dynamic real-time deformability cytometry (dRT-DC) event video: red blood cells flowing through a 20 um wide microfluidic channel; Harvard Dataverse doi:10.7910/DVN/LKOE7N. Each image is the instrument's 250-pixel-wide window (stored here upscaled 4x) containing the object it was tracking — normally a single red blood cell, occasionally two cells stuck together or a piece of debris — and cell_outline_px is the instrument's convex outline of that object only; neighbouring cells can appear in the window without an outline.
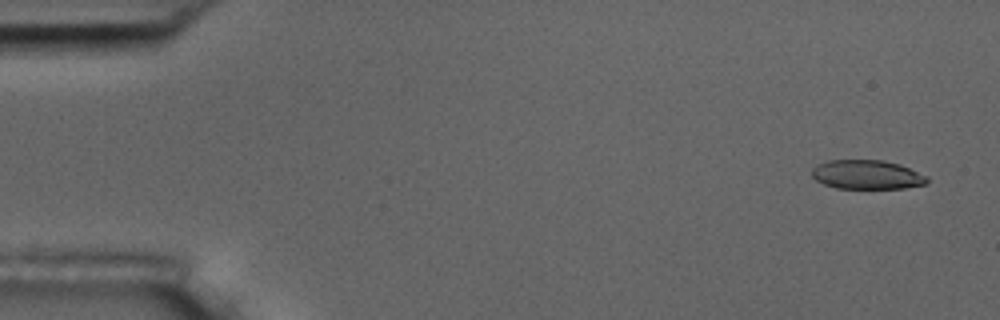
{"species": "common noctule bat (a hibernating species)", "species_latin": "Nyctalus noctula", "temperature_condition": "room temperature", "stored_images_in_passage": 6, "camera_frame_rate_fps": 3000, "um_per_image_px": 0.085, "animal": {"sex": "male", "body_mass_g": 17.5, "forearm_length_mm": 52.3}, "frame": {"image": 1, "passage_image": 1, "time_ms": 0.0, "image_size_px": [1000, 320], "cell_outline_px": [[928, 180], [924, 184], [904, 188], [836, 188], [824, 184], [816, 180], [812, 176], [812, 168], [816, 164], [828, 160], [884, 160], [900, 164], [928, 176]], "centroid_in_image_um": [73.67, 14.83], "position_along_channel_um": 11.3, "area_um2": 19.59}}
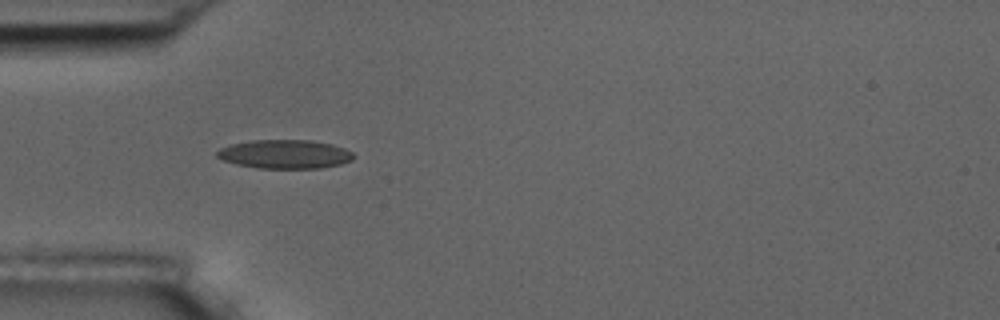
{"frame": {"image": 2, "passage_image": 5, "time_ms": 4.667, "image_size_px": [1000, 320], "cell_outline_px": [[356, 156], [352, 160], [340, 164], [320, 168], [256, 168], [236, 164], [224, 160], [216, 156], [216, 152], [220, 148], [232, 144], [252, 140], [312, 140], [332, 144], [344, 148], [352, 152]], "centroid_in_image_um": [24.23, 13.1], "position_along_channel_um": 60.8, "area_um2": 22.95}}